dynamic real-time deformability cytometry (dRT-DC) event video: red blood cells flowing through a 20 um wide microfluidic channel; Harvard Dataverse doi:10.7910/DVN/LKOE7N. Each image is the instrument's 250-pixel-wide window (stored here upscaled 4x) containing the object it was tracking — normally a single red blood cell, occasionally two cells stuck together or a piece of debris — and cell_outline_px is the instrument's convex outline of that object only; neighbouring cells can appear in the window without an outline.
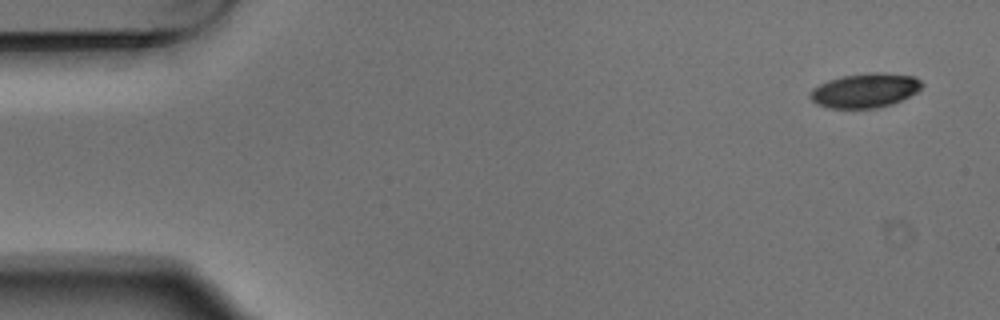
{"species": "Egyptian fruit bat (a non-hibernating species)", "species_latin": "Rousettus aegyptiacus", "temperature_condition": "warm", "stored_images_in_passage": 6, "camera_frame_rate_fps": 3000, "um_per_image_px": 0.085, "animal": {"sex": "male"}, "frame": {"image": 1, "passage_image": 1, "time_ms": 0.0, "image_size_px": [1000, 320], "cell_outline_px": [[924, 84], [916, 92], [892, 104], [876, 108], [828, 108], [816, 104], [808, 96], [808, 92], [812, 88], [828, 80], [844, 76], [872, 72], [884, 72], [916, 76]], "centroid_in_image_um": [73.51, 7.68], "position_along_channel_um": 11.5, "area_um2": 22.48}}
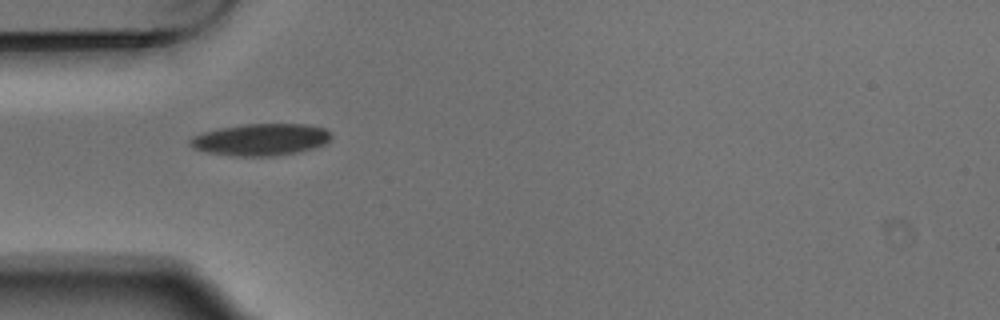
{"frame": {"image": 2, "passage_image": 5, "time_ms": 1.333, "image_size_px": [1000, 320], "cell_outline_px": [[332, 136], [324, 144], [312, 148], [296, 152], [272, 156], [236, 156], [208, 152], [192, 148], [188, 144], [188, 140], [192, 136], [204, 132], [220, 128], [244, 124], [308, 124], [324, 128]], "centroid_in_image_um": [22.12, 11.86], "position_along_channel_um": 62.9, "area_um2": 26.07}}
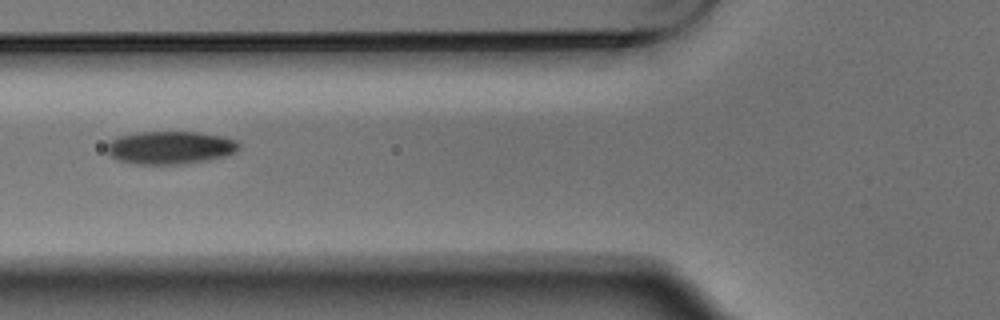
{"frame": {"image": 3, "passage_image": 6, "time_ms": 1.667, "image_size_px": [1000, 320], "cell_outline_px": [[240, 148], [236, 152], [228, 156], [208, 160], [180, 164], [136, 164], [120, 160], [112, 156], [104, 148], [112, 140], [120, 136], [136, 132], [196, 132], [224, 136], [236, 140], [240, 144]], "centroid_in_image_um": [14.52, 12.54], "position_along_channel_um": 111.3, "area_um2": 25.43}}